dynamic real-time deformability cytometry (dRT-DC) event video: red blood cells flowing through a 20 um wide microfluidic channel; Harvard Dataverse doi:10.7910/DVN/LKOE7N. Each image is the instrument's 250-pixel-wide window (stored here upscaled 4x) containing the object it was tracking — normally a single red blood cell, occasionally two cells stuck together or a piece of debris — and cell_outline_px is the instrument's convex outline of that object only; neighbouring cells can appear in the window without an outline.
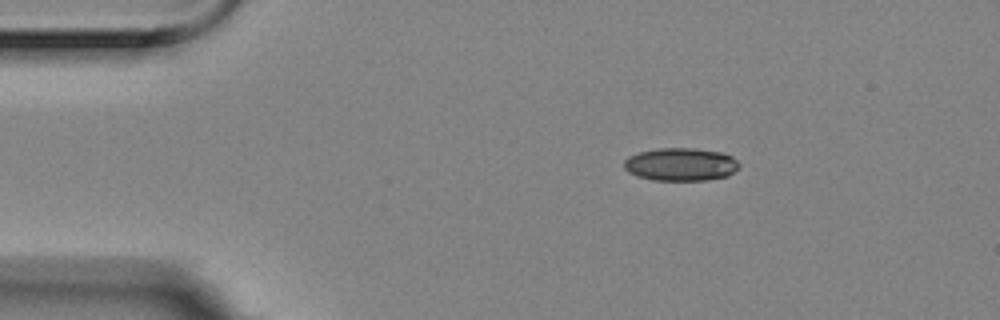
{"species": "Egyptian fruit bat (a non-hibernating species)", "species_latin": "Rousettus aegyptiacus", "temperature_condition": "room temperature", "stored_images_in_passage": 3, "camera_frame_rate_fps": 3000, "um_per_image_px": 0.085, "animal": {"sex": "female"}, "frame": {"image": 1, "passage_image": 1, "time_ms": 0.0, "image_size_px": [1000, 320], "cell_outline_px": [[740, 168], [728, 176], [708, 180], [652, 180], [636, 176], [628, 172], [624, 168], [624, 160], [628, 156], [640, 152], [660, 148], [692, 148], [724, 152], [732, 156], [740, 164]], "centroid_in_image_um": [57.89, 13.97], "position_along_channel_um": 27.1, "area_um2": 22.37}}
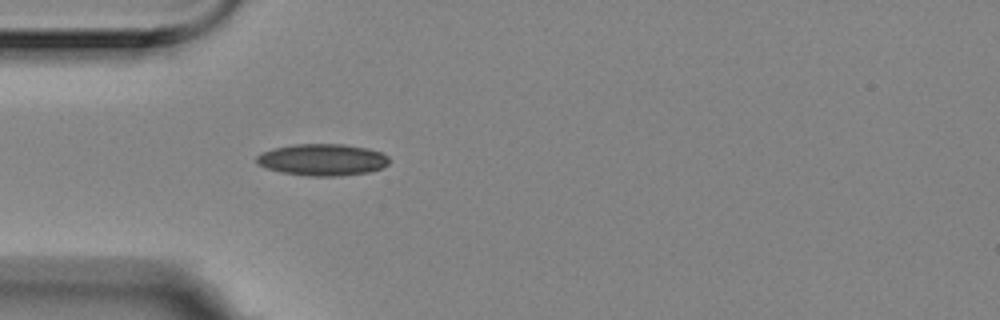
{"frame": {"image": 2, "passage_image": 3, "time_ms": 0.667, "image_size_px": [1000, 320], "cell_outline_px": [[388, 164], [384, 168], [368, 172], [340, 176], [308, 176], [280, 172], [256, 164], [256, 156], [272, 148], [292, 144], [344, 144], [364, 148], [380, 152], [388, 156]], "centroid_in_image_um": [27.39, 13.58], "position_along_channel_um": 57.6, "area_um2": 24.57}}